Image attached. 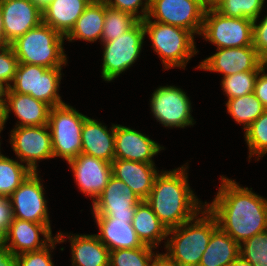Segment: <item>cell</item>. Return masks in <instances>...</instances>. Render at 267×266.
<instances>
[{
    "label": "cell",
    "instance_id": "32",
    "mask_svg": "<svg viewBox=\"0 0 267 266\" xmlns=\"http://www.w3.org/2000/svg\"><path fill=\"white\" fill-rule=\"evenodd\" d=\"M154 248L143 245L132 249H116L110 251L109 266H150L159 254Z\"/></svg>",
    "mask_w": 267,
    "mask_h": 266
},
{
    "label": "cell",
    "instance_id": "30",
    "mask_svg": "<svg viewBox=\"0 0 267 266\" xmlns=\"http://www.w3.org/2000/svg\"><path fill=\"white\" fill-rule=\"evenodd\" d=\"M32 171L18 159L0 155V196H10Z\"/></svg>",
    "mask_w": 267,
    "mask_h": 266
},
{
    "label": "cell",
    "instance_id": "17",
    "mask_svg": "<svg viewBox=\"0 0 267 266\" xmlns=\"http://www.w3.org/2000/svg\"><path fill=\"white\" fill-rule=\"evenodd\" d=\"M0 9L8 45L42 22V10L31 0H0Z\"/></svg>",
    "mask_w": 267,
    "mask_h": 266
},
{
    "label": "cell",
    "instance_id": "42",
    "mask_svg": "<svg viewBox=\"0 0 267 266\" xmlns=\"http://www.w3.org/2000/svg\"><path fill=\"white\" fill-rule=\"evenodd\" d=\"M265 70V67H263L258 73L255 81L254 94L267 109V72L265 73Z\"/></svg>",
    "mask_w": 267,
    "mask_h": 266
},
{
    "label": "cell",
    "instance_id": "47",
    "mask_svg": "<svg viewBox=\"0 0 267 266\" xmlns=\"http://www.w3.org/2000/svg\"><path fill=\"white\" fill-rule=\"evenodd\" d=\"M8 249L7 231L0 228V251Z\"/></svg>",
    "mask_w": 267,
    "mask_h": 266
},
{
    "label": "cell",
    "instance_id": "38",
    "mask_svg": "<svg viewBox=\"0 0 267 266\" xmlns=\"http://www.w3.org/2000/svg\"><path fill=\"white\" fill-rule=\"evenodd\" d=\"M103 1L109 7L130 13L139 21L144 20L148 16L151 3V0H103ZM139 9L141 11H138Z\"/></svg>",
    "mask_w": 267,
    "mask_h": 266
},
{
    "label": "cell",
    "instance_id": "2",
    "mask_svg": "<svg viewBox=\"0 0 267 266\" xmlns=\"http://www.w3.org/2000/svg\"><path fill=\"white\" fill-rule=\"evenodd\" d=\"M186 165V166H184ZM170 171H160L155 177L146 203L167 229L193 219L205 208L188 183L187 163Z\"/></svg>",
    "mask_w": 267,
    "mask_h": 266
},
{
    "label": "cell",
    "instance_id": "44",
    "mask_svg": "<svg viewBox=\"0 0 267 266\" xmlns=\"http://www.w3.org/2000/svg\"><path fill=\"white\" fill-rule=\"evenodd\" d=\"M150 266H176L164 254H158L150 264Z\"/></svg>",
    "mask_w": 267,
    "mask_h": 266
},
{
    "label": "cell",
    "instance_id": "34",
    "mask_svg": "<svg viewBox=\"0 0 267 266\" xmlns=\"http://www.w3.org/2000/svg\"><path fill=\"white\" fill-rule=\"evenodd\" d=\"M258 73L259 71H243L223 77L221 80L223 92L228 99L254 93Z\"/></svg>",
    "mask_w": 267,
    "mask_h": 266
},
{
    "label": "cell",
    "instance_id": "48",
    "mask_svg": "<svg viewBox=\"0 0 267 266\" xmlns=\"http://www.w3.org/2000/svg\"><path fill=\"white\" fill-rule=\"evenodd\" d=\"M6 46H8V44L5 40V35L3 30V17L0 9V48H4Z\"/></svg>",
    "mask_w": 267,
    "mask_h": 266
},
{
    "label": "cell",
    "instance_id": "37",
    "mask_svg": "<svg viewBox=\"0 0 267 266\" xmlns=\"http://www.w3.org/2000/svg\"><path fill=\"white\" fill-rule=\"evenodd\" d=\"M56 243H59L57 238L42 250L17 255L16 266H54L50 252Z\"/></svg>",
    "mask_w": 267,
    "mask_h": 266
},
{
    "label": "cell",
    "instance_id": "25",
    "mask_svg": "<svg viewBox=\"0 0 267 266\" xmlns=\"http://www.w3.org/2000/svg\"><path fill=\"white\" fill-rule=\"evenodd\" d=\"M92 0H51L42 10V22L67 36Z\"/></svg>",
    "mask_w": 267,
    "mask_h": 266
},
{
    "label": "cell",
    "instance_id": "20",
    "mask_svg": "<svg viewBox=\"0 0 267 266\" xmlns=\"http://www.w3.org/2000/svg\"><path fill=\"white\" fill-rule=\"evenodd\" d=\"M111 168L112 176L123 181L141 200L150 195L155 177L159 173L155 163L121 159H114Z\"/></svg>",
    "mask_w": 267,
    "mask_h": 266
},
{
    "label": "cell",
    "instance_id": "7",
    "mask_svg": "<svg viewBox=\"0 0 267 266\" xmlns=\"http://www.w3.org/2000/svg\"><path fill=\"white\" fill-rule=\"evenodd\" d=\"M62 68H46L41 65L18 63L13 85V92L28 94L51 107L64 104L59 95Z\"/></svg>",
    "mask_w": 267,
    "mask_h": 266
},
{
    "label": "cell",
    "instance_id": "40",
    "mask_svg": "<svg viewBox=\"0 0 267 266\" xmlns=\"http://www.w3.org/2000/svg\"><path fill=\"white\" fill-rule=\"evenodd\" d=\"M253 46L258 55L265 60L267 58V15L257 23L253 21Z\"/></svg>",
    "mask_w": 267,
    "mask_h": 266
},
{
    "label": "cell",
    "instance_id": "46",
    "mask_svg": "<svg viewBox=\"0 0 267 266\" xmlns=\"http://www.w3.org/2000/svg\"><path fill=\"white\" fill-rule=\"evenodd\" d=\"M10 85L0 80V102H7Z\"/></svg>",
    "mask_w": 267,
    "mask_h": 266
},
{
    "label": "cell",
    "instance_id": "14",
    "mask_svg": "<svg viewBox=\"0 0 267 266\" xmlns=\"http://www.w3.org/2000/svg\"><path fill=\"white\" fill-rule=\"evenodd\" d=\"M142 200L123 181L111 176L103 192L92 203V214L132 222Z\"/></svg>",
    "mask_w": 267,
    "mask_h": 266
},
{
    "label": "cell",
    "instance_id": "18",
    "mask_svg": "<svg viewBox=\"0 0 267 266\" xmlns=\"http://www.w3.org/2000/svg\"><path fill=\"white\" fill-rule=\"evenodd\" d=\"M115 157L114 159L154 163L153 158L164 149L149 136L131 129L115 125Z\"/></svg>",
    "mask_w": 267,
    "mask_h": 266
},
{
    "label": "cell",
    "instance_id": "21",
    "mask_svg": "<svg viewBox=\"0 0 267 266\" xmlns=\"http://www.w3.org/2000/svg\"><path fill=\"white\" fill-rule=\"evenodd\" d=\"M70 235L59 232L55 236L59 243L70 240L72 266H109L110 251L95 234Z\"/></svg>",
    "mask_w": 267,
    "mask_h": 266
},
{
    "label": "cell",
    "instance_id": "11",
    "mask_svg": "<svg viewBox=\"0 0 267 266\" xmlns=\"http://www.w3.org/2000/svg\"><path fill=\"white\" fill-rule=\"evenodd\" d=\"M48 130V125L15 126L10 132L14 153L32 172H38L37 161L54 158L51 133Z\"/></svg>",
    "mask_w": 267,
    "mask_h": 266
},
{
    "label": "cell",
    "instance_id": "28",
    "mask_svg": "<svg viewBox=\"0 0 267 266\" xmlns=\"http://www.w3.org/2000/svg\"><path fill=\"white\" fill-rule=\"evenodd\" d=\"M239 255V244L218 227L211 235L199 266H229Z\"/></svg>",
    "mask_w": 267,
    "mask_h": 266
},
{
    "label": "cell",
    "instance_id": "31",
    "mask_svg": "<svg viewBox=\"0 0 267 266\" xmlns=\"http://www.w3.org/2000/svg\"><path fill=\"white\" fill-rule=\"evenodd\" d=\"M139 20L127 12L105 4V18L101 42H109L131 29Z\"/></svg>",
    "mask_w": 267,
    "mask_h": 266
},
{
    "label": "cell",
    "instance_id": "12",
    "mask_svg": "<svg viewBox=\"0 0 267 266\" xmlns=\"http://www.w3.org/2000/svg\"><path fill=\"white\" fill-rule=\"evenodd\" d=\"M150 107L155 119L165 127L184 128L194 124L191 101L175 86H160L152 93Z\"/></svg>",
    "mask_w": 267,
    "mask_h": 266
},
{
    "label": "cell",
    "instance_id": "8",
    "mask_svg": "<svg viewBox=\"0 0 267 266\" xmlns=\"http://www.w3.org/2000/svg\"><path fill=\"white\" fill-rule=\"evenodd\" d=\"M145 28L138 21L131 29L117 38L101 43L104 46L101 77L110 82L128 70L141 53Z\"/></svg>",
    "mask_w": 267,
    "mask_h": 266
},
{
    "label": "cell",
    "instance_id": "26",
    "mask_svg": "<svg viewBox=\"0 0 267 266\" xmlns=\"http://www.w3.org/2000/svg\"><path fill=\"white\" fill-rule=\"evenodd\" d=\"M131 224L143 245L156 249L159 243L168 237V229L158 219L145 200H142L136 206Z\"/></svg>",
    "mask_w": 267,
    "mask_h": 266
},
{
    "label": "cell",
    "instance_id": "19",
    "mask_svg": "<svg viewBox=\"0 0 267 266\" xmlns=\"http://www.w3.org/2000/svg\"><path fill=\"white\" fill-rule=\"evenodd\" d=\"M40 234L45 239H41ZM55 238L56 236L52 237L50 224H38L16 218L13 219L7 231L8 249L16 256L25 252L42 250Z\"/></svg>",
    "mask_w": 267,
    "mask_h": 266
},
{
    "label": "cell",
    "instance_id": "45",
    "mask_svg": "<svg viewBox=\"0 0 267 266\" xmlns=\"http://www.w3.org/2000/svg\"><path fill=\"white\" fill-rule=\"evenodd\" d=\"M6 103L7 102H0V133L3 130L7 121Z\"/></svg>",
    "mask_w": 267,
    "mask_h": 266
},
{
    "label": "cell",
    "instance_id": "39",
    "mask_svg": "<svg viewBox=\"0 0 267 266\" xmlns=\"http://www.w3.org/2000/svg\"><path fill=\"white\" fill-rule=\"evenodd\" d=\"M18 63V59L10 45L0 48V80L11 85L15 78Z\"/></svg>",
    "mask_w": 267,
    "mask_h": 266
},
{
    "label": "cell",
    "instance_id": "23",
    "mask_svg": "<svg viewBox=\"0 0 267 266\" xmlns=\"http://www.w3.org/2000/svg\"><path fill=\"white\" fill-rule=\"evenodd\" d=\"M6 109L7 120L10 111L20 120L16 126H43L48 125L51 106L31 95L16 93L10 89Z\"/></svg>",
    "mask_w": 267,
    "mask_h": 266
},
{
    "label": "cell",
    "instance_id": "15",
    "mask_svg": "<svg viewBox=\"0 0 267 266\" xmlns=\"http://www.w3.org/2000/svg\"><path fill=\"white\" fill-rule=\"evenodd\" d=\"M212 56L201 61L198 69L219 72L230 76L243 71H260L263 59L258 55L254 46L219 48Z\"/></svg>",
    "mask_w": 267,
    "mask_h": 266
},
{
    "label": "cell",
    "instance_id": "51",
    "mask_svg": "<svg viewBox=\"0 0 267 266\" xmlns=\"http://www.w3.org/2000/svg\"><path fill=\"white\" fill-rule=\"evenodd\" d=\"M40 10H43L51 0H31Z\"/></svg>",
    "mask_w": 267,
    "mask_h": 266
},
{
    "label": "cell",
    "instance_id": "16",
    "mask_svg": "<svg viewBox=\"0 0 267 266\" xmlns=\"http://www.w3.org/2000/svg\"><path fill=\"white\" fill-rule=\"evenodd\" d=\"M78 188L92 198V203L103 192L112 176L111 162L80 153L67 162Z\"/></svg>",
    "mask_w": 267,
    "mask_h": 266
},
{
    "label": "cell",
    "instance_id": "24",
    "mask_svg": "<svg viewBox=\"0 0 267 266\" xmlns=\"http://www.w3.org/2000/svg\"><path fill=\"white\" fill-rule=\"evenodd\" d=\"M93 217L100 231L99 234L95 235L109 251L143 246L131 222H126V220L121 219H112L106 216L93 215Z\"/></svg>",
    "mask_w": 267,
    "mask_h": 266
},
{
    "label": "cell",
    "instance_id": "49",
    "mask_svg": "<svg viewBox=\"0 0 267 266\" xmlns=\"http://www.w3.org/2000/svg\"><path fill=\"white\" fill-rule=\"evenodd\" d=\"M225 0H204L206 9H216Z\"/></svg>",
    "mask_w": 267,
    "mask_h": 266
},
{
    "label": "cell",
    "instance_id": "10",
    "mask_svg": "<svg viewBox=\"0 0 267 266\" xmlns=\"http://www.w3.org/2000/svg\"><path fill=\"white\" fill-rule=\"evenodd\" d=\"M205 10L204 0H151L147 17L200 35Z\"/></svg>",
    "mask_w": 267,
    "mask_h": 266
},
{
    "label": "cell",
    "instance_id": "13",
    "mask_svg": "<svg viewBox=\"0 0 267 266\" xmlns=\"http://www.w3.org/2000/svg\"><path fill=\"white\" fill-rule=\"evenodd\" d=\"M43 189L38 172H32L9 196L13 217L38 224H50Z\"/></svg>",
    "mask_w": 267,
    "mask_h": 266
},
{
    "label": "cell",
    "instance_id": "33",
    "mask_svg": "<svg viewBox=\"0 0 267 266\" xmlns=\"http://www.w3.org/2000/svg\"><path fill=\"white\" fill-rule=\"evenodd\" d=\"M244 131L249 162L254 155L258 161L267 153V109Z\"/></svg>",
    "mask_w": 267,
    "mask_h": 266
},
{
    "label": "cell",
    "instance_id": "41",
    "mask_svg": "<svg viewBox=\"0 0 267 266\" xmlns=\"http://www.w3.org/2000/svg\"><path fill=\"white\" fill-rule=\"evenodd\" d=\"M13 209L8 196H0V228L8 231L12 224Z\"/></svg>",
    "mask_w": 267,
    "mask_h": 266
},
{
    "label": "cell",
    "instance_id": "3",
    "mask_svg": "<svg viewBox=\"0 0 267 266\" xmlns=\"http://www.w3.org/2000/svg\"><path fill=\"white\" fill-rule=\"evenodd\" d=\"M193 219L168 229L166 253L176 266H199L212 233L218 228L216 218L205 207Z\"/></svg>",
    "mask_w": 267,
    "mask_h": 266
},
{
    "label": "cell",
    "instance_id": "22",
    "mask_svg": "<svg viewBox=\"0 0 267 266\" xmlns=\"http://www.w3.org/2000/svg\"><path fill=\"white\" fill-rule=\"evenodd\" d=\"M81 141V153L108 162L114 160L115 124H112V127L108 130L98 120L87 117L84 120Z\"/></svg>",
    "mask_w": 267,
    "mask_h": 266
},
{
    "label": "cell",
    "instance_id": "27",
    "mask_svg": "<svg viewBox=\"0 0 267 266\" xmlns=\"http://www.w3.org/2000/svg\"><path fill=\"white\" fill-rule=\"evenodd\" d=\"M104 18L105 2L103 0H92L65 39L69 42L77 39L87 42L101 40Z\"/></svg>",
    "mask_w": 267,
    "mask_h": 266
},
{
    "label": "cell",
    "instance_id": "35",
    "mask_svg": "<svg viewBox=\"0 0 267 266\" xmlns=\"http://www.w3.org/2000/svg\"><path fill=\"white\" fill-rule=\"evenodd\" d=\"M265 0H225L216 10L222 15L233 18L259 20Z\"/></svg>",
    "mask_w": 267,
    "mask_h": 266
},
{
    "label": "cell",
    "instance_id": "5",
    "mask_svg": "<svg viewBox=\"0 0 267 266\" xmlns=\"http://www.w3.org/2000/svg\"><path fill=\"white\" fill-rule=\"evenodd\" d=\"M145 35L148 34L152 48L160 56L164 70L179 67L185 69L188 61L198 52L194 34L186 29L152 21L142 20Z\"/></svg>",
    "mask_w": 267,
    "mask_h": 266
},
{
    "label": "cell",
    "instance_id": "52",
    "mask_svg": "<svg viewBox=\"0 0 267 266\" xmlns=\"http://www.w3.org/2000/svg\"><path fill=\"white\" fill-rule=\"evenodd\" d=\"M265 69H267V58L263 61Z\"/></svg>",
    "mask_w": 267,
    "mask_h": 266
},
{
    "label": "cell",
    "instance_id": "43",
    "mask_svg": "<svg viewBox=\"0 0 267 266\" xmlns=\"http://www.w3.org/2000/svg\"><path fill=\"white\" fill-rule=\"evenodd\" d=\"M17 256L9 249L0 251V266H16Z\"/></svg>",
    "mask_w": 267,
    "mask_h": 266
},
{
    "label": "cell",
    "instance_id": "6",
    "mask_svg": "<svg viewBox=\"0 0 267 266\" xmlns=\"http://www.w3.org/2000/svg\"><path fill=\"white\" fill-rule=\"evenodd\" d=\"M86 118L66 103L51 107L48 127L54 158L61 157L68 162L81 153V133Z\"/></svg>",
    "mask_w": 267,
    "mask_h": 266
},
{
    "label": "cell",
    "instance_id": "4",
    "mask_svg": "<svg viewBox=\"0 0 267 266\" xmlns=\"http://www.w3.org/2000/svg\"><path fill=\"white\" fill-rule=\"evenodd\" d=\"M64 39L65 36L41 22L13 41L10 46L19 63L62 68L67 64Z\"/></svg>",
    "mask_w": 267,
    "mask_h": 266
},
{
    "label": "cell",
    "instance_id": "36",
    "mask_svg": "<svg viewBox=\"0 0 267 266\" xmlns=\"http://www.w3.org/2000/svg\"><path fill=\"white\" fill-rule=\"evenodd\" d=\"M239 253L254 266H267V230L242 242Z\"/></svg>",
    "mask_w": 267,
    "mask_h": 266
},
{
    "label": "cell",
    "instance_id": "29",
    "mask_svg": "<svg viewBox=\"0 0 267 266\" xmlns=\"http://www.w3.org/2000/svg\"><path fill=\"white\" fill-rule=\"evenodd\" d=\"M226 102L228 113L238 124L244 126L243 130H246L266 110L254 93L228 99Z\"/></svg>",
    "mask_w": 267,
    "mask_h": 266
},
{
    "label": "cell",
    "instance_id": "9",
    "mask_svg": "<svg viewBox=\"0 0 267 266\" xmlns=\"http://www.w3.org/2000/svg\"><path fill=\"white\" fill-rule=\"evenodd\" d=\"M201 36L219 48L253 46V20L222 15L206 9Z\"/></svg>",
    "mask_w": 267,
    "mask_h": 266
},
{
    "label": "cell",
    "instance_id": "50",
    "mask_svg": "<svg viewBox=\"0 0 267 266\" xmlns=\"http://www.w3.org/2000/svg\"><path fill=\"white\" fill-rule=\"evenodd\" d=\"M229 266H254L240 255Z\"/></svg>",
    "mask_w": 267,
    "mask_h": 266
},
{
    "label": "cell",
    "instance_id": "1",
    "mask_svg": "<svg viewBox=\"0 0 267 266\" xmlns=\"http://www.w3.org/2000/svg\"><path fill=\"white\" fill-rule=\"evenodd\" d=\"M208 211L216 218L218 227L239 245L267 230V199L241 187L235 180L221 175V184Z\"/></svg>",
    "mask_w": 267,
    "mask_h": 266
}]
</instances>
